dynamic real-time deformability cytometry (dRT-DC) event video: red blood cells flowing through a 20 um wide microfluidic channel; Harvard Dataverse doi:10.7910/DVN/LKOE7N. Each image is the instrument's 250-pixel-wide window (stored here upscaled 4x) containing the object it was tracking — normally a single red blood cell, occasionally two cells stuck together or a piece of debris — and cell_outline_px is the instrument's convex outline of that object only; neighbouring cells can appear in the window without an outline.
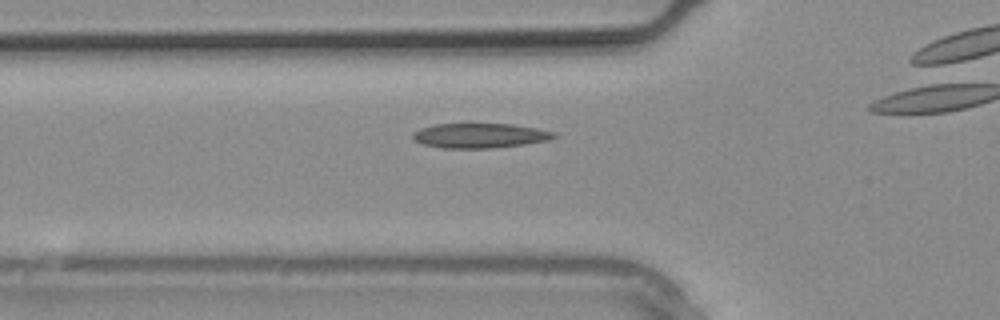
{"species": "common noctule bat (a hibernating species)", "species_latin": "Nyctalus noctula", "temperature_condition": "warm", "stored_images_in_passage": 15, "camera_frame_rate_fps": 3000, "um_per_image_px": 0.085, "animal": {"sex": "male", "body_mass_g": 20.4}, "frame": {"image": 1, "passage_image": 5, "time_ms": 1.333, "image_size_px": [1000, 320], "cell_outline_px": [[560, 136], [548, 140], [524, 144], [492, 148], [440, 148], [424, 144], [412, 140], [412, 132], [420, 128], [436, 124], [512, 124], [536, 128], [556, 132]], "centroid_in_image_um": [40.78, 11.53], "position_along_channel_um": 85.0, "area_um2": 20.46}}